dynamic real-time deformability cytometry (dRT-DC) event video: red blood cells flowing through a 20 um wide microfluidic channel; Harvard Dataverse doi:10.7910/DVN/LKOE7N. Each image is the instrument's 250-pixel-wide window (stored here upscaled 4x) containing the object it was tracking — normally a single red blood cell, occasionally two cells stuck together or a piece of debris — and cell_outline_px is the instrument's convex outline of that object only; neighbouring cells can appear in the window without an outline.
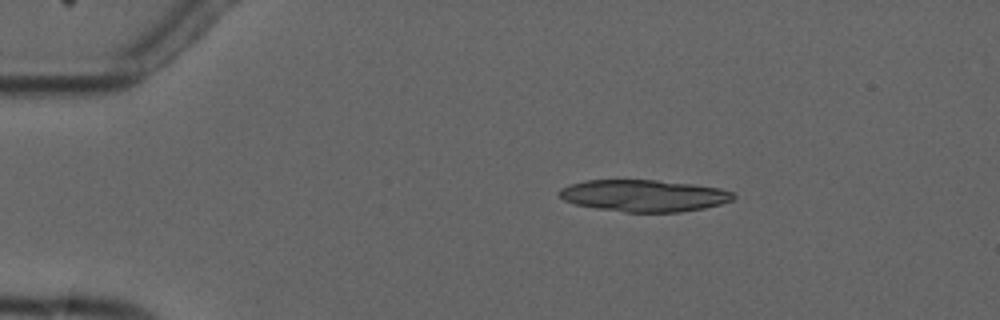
{"species": "common noctule bat (a hibernating species)", "species_latin": "Nyctalus noctula", "temperature_condition": "cold", "stored_images_in_passage": 7, "camera_frame_rate_fps": 3000, "um_per_image_px": 0.085, "animal": {"sex": "male", "forearm_length_mm": 52.5}, "frame": {"image": 1, "passage_image": 3, "time_ms": 2.333, "image_size_px": [1000, 320], "cell_outline_px": [[736, 196], [732, 200], [720, 204], [704, 208], [680, 212], [624, 212], [596, 208], [576, 204], [564, 200], [560, 196], [560, 188], [584, 180], [656, 180], [692, 184], [720, 188], [732, 192]], "centroid_in_image_um": [54.75, 16.63], "position_along_channel_um": 30.3, "area_um2": 32.14}}